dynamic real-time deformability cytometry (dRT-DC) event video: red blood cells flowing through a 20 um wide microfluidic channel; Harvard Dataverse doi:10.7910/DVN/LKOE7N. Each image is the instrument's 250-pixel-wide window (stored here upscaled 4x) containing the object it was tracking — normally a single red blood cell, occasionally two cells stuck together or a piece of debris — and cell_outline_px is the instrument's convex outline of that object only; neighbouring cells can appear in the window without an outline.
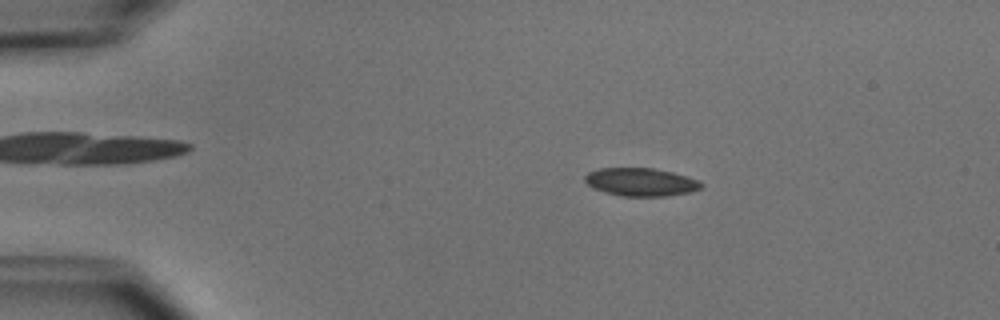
{"species": "common noctule bat (a hibernating species)", "species_latin": "Nyctalus noctula", "temperature_condition": "cold", "stored_images_in_passage": 2, "camera_frame_rate_fps": 3000, "um_per_image_px": 0.085, "animal": {"sex": "male", "body_mass_g": 15.6}, "frame": {"image": 1, "passage_image": 1, "time_ms": 0.0, "image_size_px": [1000, 320], "cell_outline_px": [[704, 188], [688, 192], [668, 196], [620, 196], [604, 192], [588, 184], [584, 180], [584, 176], [588, 172], [600, 168], [652, 168], [672, 172], [688, 176], [700, 180], [704, 184]], "centroid_in_image_um": [54.52, 15.47], "position_along_channel_um": 30.5, "area_um2": 19.13}}